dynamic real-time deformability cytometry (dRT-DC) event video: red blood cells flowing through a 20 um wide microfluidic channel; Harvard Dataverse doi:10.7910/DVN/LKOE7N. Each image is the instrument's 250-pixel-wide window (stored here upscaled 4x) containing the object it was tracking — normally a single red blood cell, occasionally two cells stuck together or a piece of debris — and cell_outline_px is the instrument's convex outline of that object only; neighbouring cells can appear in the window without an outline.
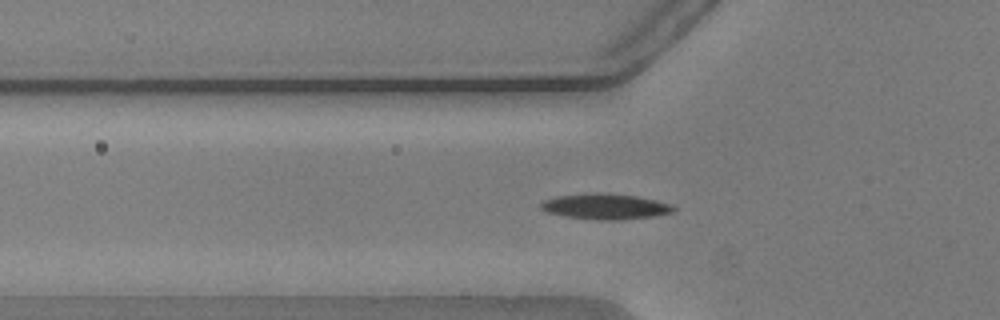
{"species": "common noctule bat (a hibernating species)", "species_latin": "Nyctalus noctula", "temperature_condition": "warm", "stored_images_in_passage": 55, "camera_frame_rate_fps": 3000, "um_per_image_px": 0.085, "animal": {"sex": "male", "body_mass_g": 20.5, "forearm_length_mm": 52.5}, "frame": {"image": 1, "passage_image": 20, "time_ms": 6.333, "image_size_px": [1000, 320], "cell_outline_px": [[676, 208], [672, 212], [652, 216], [616, 220], [600, 220], [564, 216], [548, 212], [540, 208], [540, 204], [544, 200], [556, 196], [592, 192], [600, 192], [636, 196], [656, 200], [668, 204]], "centroid_in_image_um": [51.4, 17.54], "position_along_channel_um": 74.4, "area_um2": 19.65}}
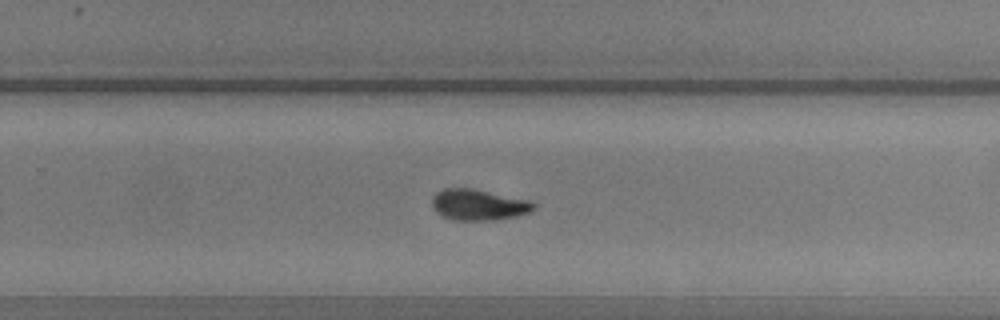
{"frame": {"image": 2, "passage_image": 37, "time_ms": 12.0, "image_size_px": [1000, 320], "cell_outline_px": [[536, 208], [532, 212], [516, 216], [496, 220], [452, 220], [436, 212], [432, 208], [432, 196], [436, 192], [444, 188], [472, 188], [532, 200], [536, 204]], "centroid_in_image_um": [40.71, 17.4], "position_along_channel_um": 289.1, "area_um2": 18.73}}
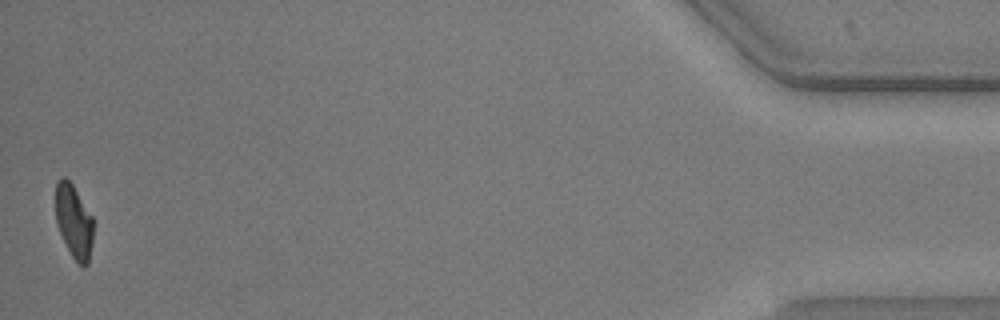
{"frame": {"image": 3, "passage_image": 55, "time_ms": 18.0, "image_size_px": [1000, 320], "cell_outline_px": [[92, 240], [88, 264], [84, 268], [72, 256], [56, 224], [56, 180], [64, 176], [72, 184], [92, 216]], "centroid_in_image_um": [6.26, 18.8], "position_along_channel_um": 428.9, "area_um2": 15.84}, "authors_computed_cell_mechanics": {"area_um2": 17.8024, "velocity_mm_per_s": 3.7806, "shape_relaxation_time_tau1_ms": 2.4549, "shape_relaxation_time_tau2_ms": 4.654, "deformation_change_tau1": 0.1369, "deformation_change_tau2": 0.0927}}